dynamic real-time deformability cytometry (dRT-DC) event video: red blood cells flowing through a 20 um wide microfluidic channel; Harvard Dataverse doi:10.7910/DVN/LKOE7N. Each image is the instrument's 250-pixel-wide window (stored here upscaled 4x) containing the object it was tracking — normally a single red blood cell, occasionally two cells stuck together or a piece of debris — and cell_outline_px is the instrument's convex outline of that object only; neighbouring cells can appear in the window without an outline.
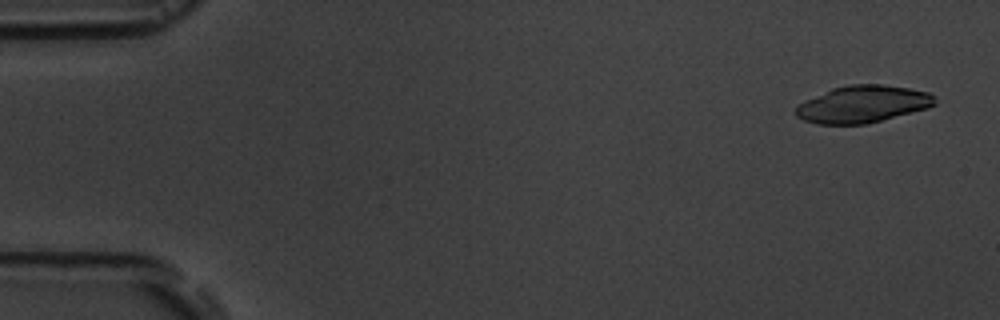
{"species": "common noctule bat (a hibernating species)", "species_latin": "Nyctalus noctula", "temperature_condition": "room temperature", "stored_images_in_passage": 5, "camera_frame_rate_fps": 3000, "um_per_image_px": 0.085, "animal": {"sex": "male", "body_mass_g": 19.5, "forearm_length_mm": 54.6}, "frame": {"image": 1, "passage_image": 1, "time_ms": 0.0, "image_size_px": [1000, 320], "cell_outline_px": [[936, 104], [928, 108], [864, 124], [816, 124], [804, 120], [796, 116], [796, 108], [804, 100], [832, 88], [848, 84], [884, 84], [908, 88], [928, 92], [936, 96]], "centroid_in_image_um": [73.34, 8.84], "position_along_channel_um": 11.7, "area_um2": 30.0}}